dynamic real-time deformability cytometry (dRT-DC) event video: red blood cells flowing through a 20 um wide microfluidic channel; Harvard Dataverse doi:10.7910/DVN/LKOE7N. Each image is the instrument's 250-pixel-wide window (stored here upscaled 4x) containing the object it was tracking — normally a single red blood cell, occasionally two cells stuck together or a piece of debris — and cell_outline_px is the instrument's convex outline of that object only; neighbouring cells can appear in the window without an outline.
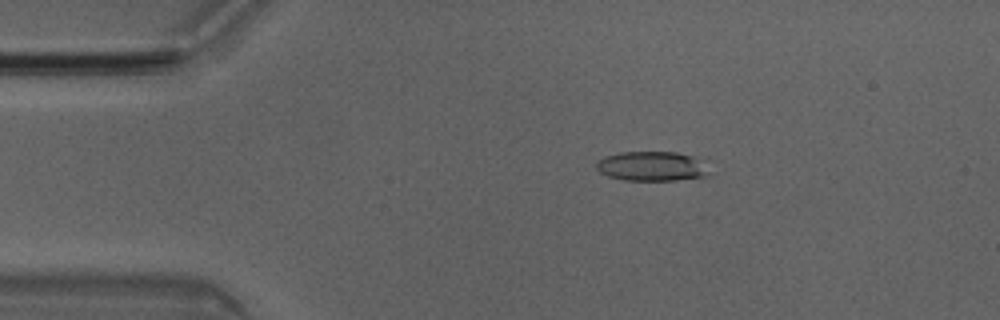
{"species": "Egyptian fruit bat (a non-hibernating species)", "species_latin": "Rousettus aegyptiacus", "temperature_condition": "room temperature", "stored_images_in_passage": 5, "camera_frame_rate_fps": 3000, "um_per_image_px": 0.085, "animal": {"sex": "male"}, "frame": {"image": 1, "passage_image": 3, "time_ms": 0.667, "image_size_px": [1000, 320], "cell_outline_px": [[716, 172], [708, 176], [676, 180], [624, 180], [608, 176], [600, 172], [596, 168], [596, 164], [600, 160], [608, 156], [620, 152], [676, 152], [696, 156]], "centroid_in_image_um": [55.54, 14.13], "position_along_channel_um": 29.5, "area_um2": 19.77}}
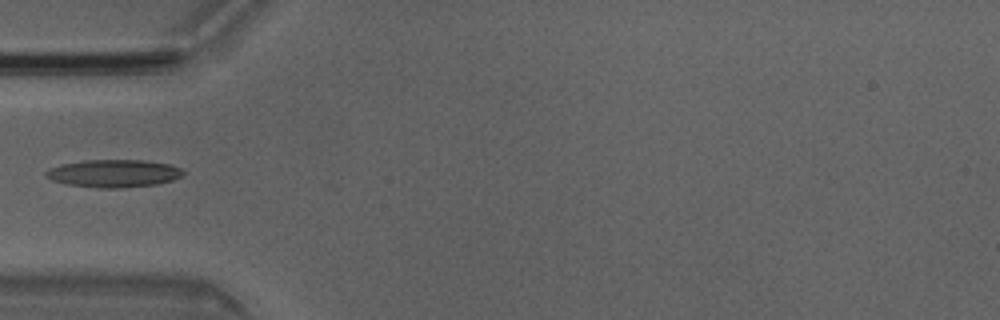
{"frame": {"image": 2, "passage_image": 5, "time_ms": 1.333, "image_size_px": [1000, 320], "cell_outline_px": [[184, 176], [172, 180], [156, 184], [124, 188], [96, 188], [64, 184], [52, 180], [44, 176], [44, 172], [48, 168], [60, 164], [84, 160], [144, 160], [168, 164], [180, 168], [184, 172]], "centroid_in_image_um": [9.62, 14.74], "position_along_channel_um": 75.4, "area_um2": 22.43}}